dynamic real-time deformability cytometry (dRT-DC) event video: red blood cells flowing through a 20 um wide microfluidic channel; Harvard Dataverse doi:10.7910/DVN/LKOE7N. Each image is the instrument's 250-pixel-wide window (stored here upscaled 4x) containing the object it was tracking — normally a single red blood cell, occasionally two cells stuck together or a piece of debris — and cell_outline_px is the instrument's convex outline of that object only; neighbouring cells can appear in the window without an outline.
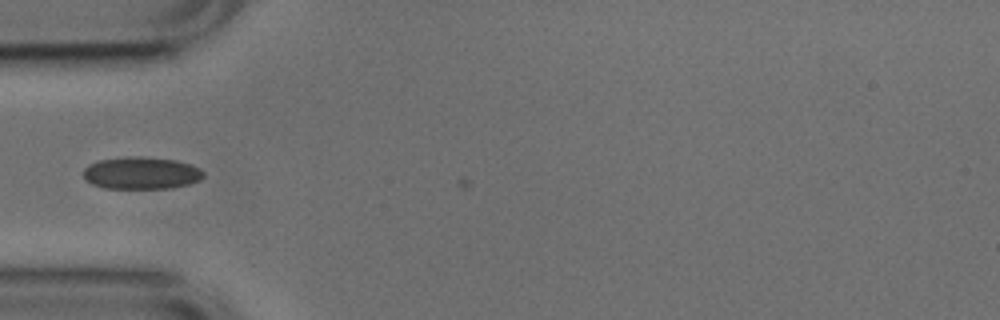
{"species": "common noctule bat (a hibernating species)", "species_latin": "Nyctalus noctula", "temperature_condition": "cold", "stored_images_in_passage": 4, "camera_frame_rate_fps": 3000, "um_per_image_px": 0.085, "animal": {"sex": "male", "body_mass_g": 17.9, "forearm_length_mm": 54.2}, "frame": {"image": 1, "passage_image": 3, "time_ms": 0.667, "image_size_px": [1000, 320], "cell_outline_px": [[204, 176], [200, 180], [188, 184], [172, 188], [104, 188], [92, 184], [84, 180], [84, 168], [88, 164], [100, 160], [124, 156], [140, 156], [176, 160], [200, 168], [204, 172]], "centroid_in_image_um": [11.99, 14.7], "position_along_channel_um": 73.0, "area_um2": 22.72}}